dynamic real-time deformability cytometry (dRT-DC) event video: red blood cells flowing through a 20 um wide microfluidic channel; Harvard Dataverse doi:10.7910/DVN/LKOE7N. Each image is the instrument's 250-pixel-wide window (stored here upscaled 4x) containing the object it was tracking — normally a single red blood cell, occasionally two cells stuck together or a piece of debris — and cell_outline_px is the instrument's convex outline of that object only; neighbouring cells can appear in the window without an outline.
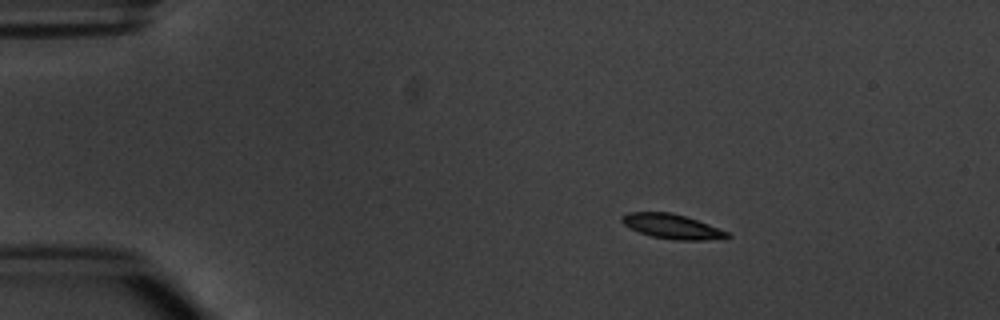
{"species": "common noctule bat (a hibernating species)", "species_latin": "Nyctalus noctula", "temperature_condition": "warm", "stored_images_in_passage": 4, "camera_frame_rate_fps": 3000, "um_per_image_px": 0.085, "animal": {"sex": "male", "body_mass_g": 20.1, "forearm_length_mm": 53.5}, "frame": {"image": 1, "passage_image": 2, "time_ms": 1.0, "image_size_px": [1000, 320], "cell_outline_px": [[732, 236], [724, 240], [672, 240], [652, 236], [640, 232], [624, 224], [620, 220], [620, 216], [628, 212], [672, 212], [708, 224], [728, 232]], "centroid_in_image_um": [57.16, 19.26], "position_along_channel_um": 27.8, "area_um2": 15.2}}